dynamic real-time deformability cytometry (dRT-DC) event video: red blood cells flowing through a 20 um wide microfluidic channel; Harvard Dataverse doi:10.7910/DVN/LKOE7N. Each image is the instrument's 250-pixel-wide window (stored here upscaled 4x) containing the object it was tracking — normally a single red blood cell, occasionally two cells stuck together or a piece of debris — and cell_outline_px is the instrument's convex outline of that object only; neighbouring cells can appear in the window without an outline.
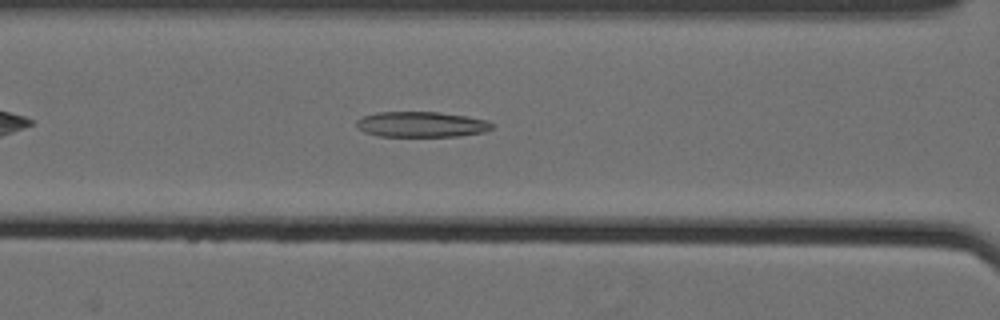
{"species": "Egyptian fruit bat (a non-hibernating species)", "species_latin": "Rousettus aegyptiacus", "temperature_condition": "cold", "stored_images_in_passage": 41, "camera_frame_rate_fps": 3000, "um_per_image_px": 0.085, "animal": {"sex": "female"}, "frame": {"image": 1, "passage_image": 10, "time_ms": 3.0, "image_size_px": [1000, 320], "cell_outline_px": [[492, 128], [484, 132], [456, 136], [380, 136], [364, 132], [356, 128], [356, 120], [364, 116], [376, 112], [440, 112], [468, 116], [488, 120], [492, 124]], "centroid_in_image_um": [35.8, 10.57], "position_along_channel_um": 130.8, "area_um2": 20.17}}
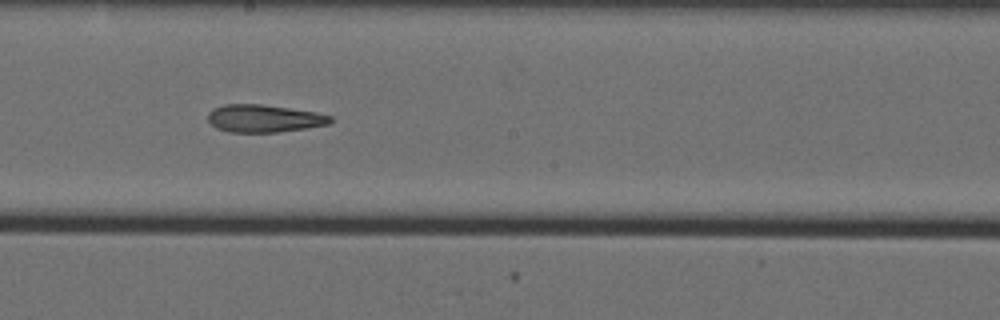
{"frame": {"image": 2, "passage_image": 18, "time_ms": 5.667, "image_size_px": [1000, 320], "cell_outline_px": [[332, 120], [328, 124], [308, 128], [280, 132], [228, 132], [216, 128], [208, 120], [208, 112], [212, 108], [224, 104], [260, 104], [316, 112], [332, 116]], "centroid_in_image_um": [22.42, 10.07], "position_along_channel_um": 225.8, "area_um2": 19.77}}
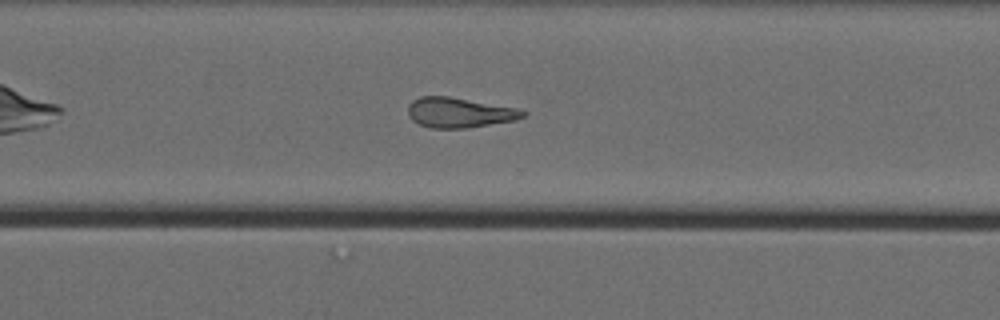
{"frame": {"image": 3, "passage_image": 27, "time_ms": 8.667, "image_size_px": [1000, 320], "cell_outline_px": [[528, 112], [524, 116], [516, 120], [468, 128], [428, 128], [412, 120], [408, 116], [408, 104], [412, 100], [420, 96], [448, 96], [520, 108]], "centroid_in_image_um": [39.05, 9.57], "position_along_channel_um": 331.5, "area_um2": 20.4}, "authors_computed_cell_mechanics": {"area_um2": 20.4612, "velocity_mm_per_s": 3.557, "shape_relaxation_time_tau1_ms": null, "shape_relaxation_time_tau2_ms": 7.7176, "deformation_change_tau1": null, "deformation_change_tau2": 0.2005}}